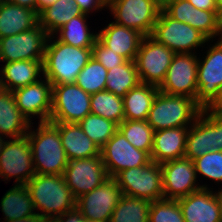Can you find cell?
Returning a JSON list of instances; mask_svg holds the SVG:
<instances>
[{
	"instance_id": "cell-28",
	"label": "cell",
	"mask_w": 222,
	"mask_h": 222,
	"mask_svg": "<svg viewBox=\"0 0 222 222\" xmlns=\"http://www.w3.org/2000/svg\"><path fill=\"white\" fill-rule=\"evenodd\" d=\"M88 14L82 13L64 24L53 35L61 42L80 48H92L98 38V33L91 31L88 25Z\"/></svg>"
},
{
	"instance_id": "cell-33",
	"label": "cell",
	"mask_w": 222,
	"mask_h": 222,
	"mask_svg": "<svg viewBox=\"0 0 222 222\" xmlns=\"http://www.w3.org/2000/svg\"><path fill=\"white\" fill-rule=\"evenodd\" d=\"M208 152L207 108H203L194 123L189 127L184 157L194 160Z\"/></svg>"
},
{
	"instance_id": "cell-31",
	"label": "cell",
	"mask_w": 222,
	"mask_h": 222,
	"mask_svg": "<svg viewBox=\"0 0 222 222\" xmlns=\"http://www.w3.org/2000/svg\"><path fill=\"white\" fill-rule=\"evenodd\" d=\"M151 202L122 194L109 222H149Z\"/></svg>"
},
{
	"instance_id": "cell-48",
	"label": "cell",
	"mask_w": 222,
	"mask_h": 222,
	"mask_svg": "<svg viewBox=\"0 0 222 222\" xmlns=\"http://www.w3.org/2000/svg\"><path fill=\"white\" fill-rule=\"evenodd\" d=\"M210 109L214 111L216 114L222 116V92L220 98L213 104V106Z\"/></svg>"
},
{
	"instance_id": "cell-11",
	"label": "cell",
	"mask_w": 222,
	"mask_h": 222,
	"mask_svg": "<svg viewBox=\"0 0 222 222\" xmlns=\"http://www.w3.org/2000/svg\"><path fill=\"white\" fill-rule=\"evenodd\" d=\"M175 53L151 36H145L135 58L140 83L160 87Z\"/></svg>"
},
{
	"instance_id": "cell-25",
	"label": "cell",
	"mask_w": 222,
	"mask_h": 222,
	"mask_svg": "<svg viewBox=\"0 0 222 222\" xmlns=\"http://www.w3.org/2000/svg\"><path fill=\"white\" fill-rule=\"evenodd\" d=\"M31 123L16 105L12 91L0 88V136L6 139L27 135Z\"/></svg>"
},
{
	"instance_id": "cell-40",
	"label": "cell",
	"mask_w": 222,
	"mask_h": 222,
	"mask_svg": "<svg viewBox=\"0 0 222 222\" xmlns=\"http://www.w3.org/2000/svg\"><path fill=\"white\" fill-rule=\"evenodd\" d=\"M207 141L210 151H222V116L207 108Z\"/></svg>"
},
{
	"instance_id": "cell-29",
	"label": "cell",
	"mask_w": 222,
	"mask_h": 222,
	"mask_svg": "<svg viewBox=\"0 0 222 222\" xmlns=\"http://www.w3.org/2000/svg\"><path fill=\"white\" fill-rule=\"evenodd\" d=\"M82 13L74 0H57L39 12V25L49 35H53L64 24Z\"/></svg>"
},
{
	"instance_id": "cell-47",
	"label": "cell",
	"mask_w": 222,
	"mask_h": 222,
	"mask_svg": "<svg viewBox=\"0 0 222 222\" xmlns=\"http://www.w3.org/2000/svg\"><path fill=\"white\" fill-rule=\"evenodd\" d=\"M4 222H48L44 217H41L37 213L33 214L32 216L23 218V219H16L11 221H4Z\"/></svg>"
},
{
	"instance_id": "cell-21",
	"label": "cell",
	"mask_w": 222,
	"mask_h": 222,
	"mask_svg": "<svg viewBox=\"0 0 222 222\" xmlns=\"http://www.w3.org/2000/svg\"><path fill=\"white\" fill-rule=\"evenodd\" d=\"M188 131L189 127H175L155 131L150 155L151 161L161 164L184 157Z\"/></svg>"
},
{
	"instance_id": "cell-7",
	"label": "cell",
	"mask_w": 222,
	"mask_h": 222,
	"mask_svg": "<svg viewBox=\"0 0 222 222\" xmlns=\"http://www.w3.org/2000/svg\"><path fill=\"white\" fill-rule=\"evenodd\" d=\"M114 179L124 195L150 202L164 198L162 170L159 163L151 161L146 166L125 169Z\"/></svg>"
},
{
	"instance_id": "cell-42",
	"label": "cell",
	"mask_w": 222,
	"mask_h": 222,
	"mask_svg": "<svg viewBox=\"0 0 222 222\" xmlns=\"http://www.w3.org/2000/svg\"><path fill=\"white\" fill-rule=\"evenodd\" d=\"M194 6L188 0H175L168 4L163 11L174 20L190 25Z\"/></svg>"
},
{
	"instance_id": "cell-26",
	"label": "cell",
	"mask_w": 222,
	"mask_h": 222,
	"mask_svg": "<svg viewBox=\"0 0 222 222\" xmlns=\"http://www.w3.org/2000/svg\"><path fill=\"white\" fill-rule=\"evenodd\" d=\"M159 87L139 83L123 97L124 120H147Z\"/></svg>"
},
{
	"instance_id": "cell-39",
	"label": "cell",
	"mask_w": 222,
	"mask_h": 222,
	"mask_svg": "<svg viewBox=\"0 0 222 222\" xmlns=\"http://www.w3.org/2000/svg\"><path fill=\"white\" fill-rule=\"evenodd\" d=\"M190 26L201 32L208 40L220 39L218 11L201 10L194 7Z\"/></svg>"
},
{
	"instance_id": "cell-12",
	"label": "cell",
	"mask_w": 222,
	"mask_h": 222,
	"mask_svg": "<svg viewBox=\"0 0 222 222\" xmlns=\"http://www.w3.org/2000/svg\"><path fill=\"white\" fill-rule=\"evenodd\" d=\"M48 37L38 23L30 30L0 38V62L44 60Z\"/></svg>"
},
{
	"instance_id": "cell-53",
	"label": "cell",
	"mask_w": 222,
	"mask_h": 222,
	"mask_svg": "<svg viewBox=\"0 0 222 222\" xmlns=\"http://www.w3.org/2000/svg\"><path fill=\"white\" fill-rule=\"evenodd\" d=\"M215 1H216L218 12L220 13L222 11V0H215Z\"/></svg>"
},
{
	"instance_id": "cell-37",
	"label": "cell",
	"mask_w": 222,
	"mask_h": 222,
	"mask_svg": "<svg viewBox=\"0 0 222 222\" xmlns=\"http://www.w3.org/2000/svg\"><path fill=\"white\" fill-rule=\"evenodd\" d=\"M197 178H204L222 184V151H210L193 160ZM200 175V176H198Z\"/></svg>"
},
{
	"instance_id": "cell-4",
	"label": "cell",
	"mask_w": 222,
	"mask_h": 222,
	"mask_svg": "<svg viewBox=\"0 0 222 222\" xmlns=\"http://www.w3.org/2000/svg\"><path fill=\"white\" fill-rule=\"evenodd\" d=\"M201 110L192 98L159 91L149 111L147 122L154 132L175 127H190Z\"/></svg>"
},
{
	"instance_id": "cell-18",
	"label": "cell",
	"mask_w": 222,
	"mask_h": 222,
	"mask_svg": "<svg viewBox=\"0 0 222 222\" xmlns=\"http://www.w3.org/2000/svg\"><path fill=\"white\" fill-rule=\"evenodd\" d=\"M13 92L17 107L30 123L49 122L52 108V84L43 76L37 82L15 89ZM40 119V120H39Z\"/></svg>"
},
{
	"instance_id": "cell-6",
	"label": "cell",
	"mask_w": 222,
	"mask_h": 222,
	"mask_svg": "<svg viewBox=\"0 0 222 222\" xmlns=\"http://www.w3.org/2000/svg\"><path fill=\"white\" fill-rule=\"evenodd\" d=\"M151 37L158 43L164 44L175 54L194 53L198 54L197 48L206 46L208 39L192 26L174 20L163 10H160L154 25Z\"/></svg>"
},
{
	"instance_id": "cell-35",
	"label": "cell",
	"mask_w": 222,
	"mask_h": 222,
	"mask_svg": "<svg viewBox=\"0 0 222 222\" xmlns=\"http://www.w3.org/2000/svg\"><path fill=\"white\" fill-rule=\"evenodd\" d=\"M78 125L100 149L118 131V124L92 113L79 121Z\"/></svg>"
},
{
	"instance_id": "cell-46",
	"label": "cell",
	"mask_w": 222,
	"mask_h": 222,
	"mask_svg": "<svg viewBox=\"0 0 222 222\" xmlns=\"http://www.w3.org/2000/svg\"><path fill=\"white\" fill-rule=\"evenodd\" d=\"M9 3L19 5L28 9H33L37 12V0H6Z\"/></svg>"
},
{
	"instance_id": "cell-19",
	"label": "cell",
	"mask_w": 222,
	"mask_h": 222,
	"mask_svg": "<svg viewBox=\"0 0 222 222\" xmlns=\"http://www.w3.org/2000/svg\"><path fill=\"white\" fill-rule=\"evenodd\" d=\"M177 200L185 222H221L219 203L213 188H202Z\"/></svg>"
},
{
	"instance_id": "cell-36",
	"label": "cell",
	"mask_w": 222,
	"mask_h": 222,
	"mask_svg": "<svg viewBox=\"0 0 222 222\" xmlns=\"http://www.w3.org/2000/svg\"><path fill=\"white\" fill-rule=\"evenodd\" d=\"M108 70L92 57L78 74L76 84L90 95L105 90Z\"/></svg>"
},
{
	"instance_id": "cell-34",
	"label": "cell",
	"mask_w": 222,
	"mask_h": 222,
	"mask_svg": "<svg viewBox=\"0 0 222 222\" xmlns=\"http://www.w3.org/2000/svg\"><path fill=\"white\" fill-rule=\"evenodd\" d=\"M118 130L135 148L151 155L154 130L147 120H124Z\"/></svg>"
},
{
	"instance_id": "cell-32",
	"label": "cell",
	"mask_w": 222,
	"mask_h": 222,
	"mask_svg": "<svg viewBox=\"0 0 222 222\" xmlns=\"http://www.w3.org/2000/svg\"><path fill=\"white\" fill-rule=\"evenodd\" d=\"M91 113L112 120L116 124L124 121L123 98L107 90L91 95Z\"/></svg>"
},
{
	"instance_id": "cell-23",
	"label": "cell",
	"mask_w": 222,
	"mask_h": 222,
	"mask_svg": "<svg viewBox=\"0 0 222 222\" xmlns=\"http://www.w3.org/2000/svg\"><path fill=\"white\" fill-rule=\"evenodd\" d=\"M59 131L62 146L70 160L100 155V148L84 133L78 123H52Z\"/></svg>"
},
{
	"instance_id": "cell-5",
	"label": "cell",
	"mask_w": 222,
	"mask_h": 222,
	"mask_svg": "<svg viewBox=\"0 0 222 222\" xmlns=\"http://www.w3.org/2000/svg\"><path fill=\"white\" fill-rule=\"evenodd\" d=\"M206 44V55L200 57L198 53L196 103L202 109L211 108L222 92V39L208 40Z\"/></svg>"
},
{
	"instance_id": "cell-44",
	"label": "cell",
	"mask_w": 222,
	"mask_h": 222,
	"mask_svg": "<svg viewBox=\"0 0 222 222\" xmlns=\"http://www.w3.org/2000/svg\"><path fill=\"white\" fill-rule=\"evenodd\" d=\"M85 218L81 215V213L74 209L72 211L64 213L62 216H59L53 219L51 222H84Z\"/></svg>"
},
{
	"instance_id": "cell-10",
	"label": "cell",
	"mask_w": 222,
	"mask_h": 222,
	"mask_svg": "<svg viewBox=\"0 0 222 222\" xmlns=\"http://www.w3.org/2000/svg\"><path fill=\"white\" fill-rule=\"evenodd\" d=\"M107 9L114 22L151 36L160 8L152 0H108Z\"/></svg>"
},
{
	"instance_id": "cell-43",
	"label": "cell",
	"mask_w": 222,
	"mask_h": 222,
	"mask_svg": "<svg viewBox=\"0 0 222 222\" xmlns=\"http://www.w3.org/2000/svg\"><path fill=\"white\" fill-rule=\"evenodd\" d=\"M80 10L88 15L107 9L108 0H74Z\"/></svg>"
},
{
	"instance_id": "cell-2",
	"label": "cell",
	"mask_w": 222,
	"mask_h": 222,
	"mask_svg": "<svg viewBox=\"0 0 222 222\" xmlns=\"http://www.w3.org/2000/svg\"><path fill=\"white\" fill-rule=\"evenodd\" d=\"M92 58V48H80L49 35L43 60V76L53 85L74 84Z\"/></svg>"
},
{
	"instance_id": "cell-8",
	"label": "cell",
	"mask_w": 222,
	"mask_h": 222,
	"mask_svg": "<svg viewBox=\"0 0 222 222\" xmlns=\"http://www.w3.org/2000/svg\"><path fill=\"white\" fill-rule=\"evenodd\" d=\"M91 95L76 83L52 86L50 123H78L91 113Z\"/></svg>"
},
{
	"instance_id": "cell-27",
	"label": "cell",
	"mask_w": 222,
	"mask_h": 222,
	"mask_svg": "<svg viewBox=\"0 0 222 222\" xmlns=\"http://www.w3.org/2000/svg\"><path fill=\"white\" fill-rule=\"evenodd\" d=\"M0 209L3 221L23 219L35 214L34 204L26 184H14L2 196Z\"/></svg>"
},
{
	"instance_id": "cell-54",
	"label": "cell",
	"mask_w": 222,
	"mask_h": 222,
	"mask_svg": "<svg viewBox=\"0 0 222 222\" xmlns=\"http://www.w3.org/2000/svg\"><path fill=\"white\" fill-rule=\"evenodd\" d=\"M5 139H6L5 137L0 136V153H1V151L3 149V146H4L5 142H6Z\"/></svg>"
},
{
	"instance_id": "cell-41",
	"label": "cell",
	"mask_w": 222,
	"mask_h": 222,
	"mask_svg": "<svg viewBox=\"0 0 222 222\" xmlns=\"http://www.w3.org/2000/svg\"><path fill=\"white\" fill-rule=\"evenodd\" d=\"M92 57L100 62L107 70L122 65L126 59L106 47L98 38L92 47Z\"/></svg>"
},
{
	"instance_id": "cell-3",
	"label": "cell",
	"mask_w": 222,
	"mask_h": 222,
	"mask_svg": "<svg viewBox=\"0 0 222 222\" xmlns=\"http://www.w3.org/2000/svg\"><path fill=\"white\" fill-rule=\"evenodd\" d=\"M34 123L27 136L32 150L36 174L63 175L69 162L58 129L50 122Z\"/></svg>"
},
{
	"instance_id": "cell-20",
	"label": "cell",
	"mask_w": 222,
	"mask_h": 222,
	"mask_svg": "<svg viewBox=\"0 0 222 222\" xmlns=\"http://www.w3.org/2000/svg\"><path fill=\"white\" fill-rule=\"evenodd\" d=\"M98 39L108 48L124 57L127 61H134L144 36L136 30L110 21L98 32Z\"/></svg>"
},
{
	"instance_id": "cell-15",
	"label": "cell",
	"mask_w": 222,
	"mask_h": 222,
	"mask_svg": "<svg viewBox=\"0 0 222 222\" xmlns=\"http://www.w3.org/2000/svg\"><path fill=\"white\" fill-rule=\"evenodd\" d=\"M198 54H175L159 91L171 95H183L196 102Z\"/></svg>"
},
{
	"instance_id": "cell-22",
	"label": "cell",
	"mask_w": 222,
	"mask_h": 222,
	"mask_svg": "<svg viewBox=\"0 0 222 222\" xmlns=\"http://www.w3.org/2000/svg\"><path fill=\"white\" fill-rule=\"evenodd\" d=\"M2 65L0 88L4 90L14 91L43 77V60H20Z\"/></svg>"
},
{
	"instance_id": "cell-14",
	"label": "cell",
	"mask_w": 222,
	"mask_h": 222,
	"mask_svg": "<svg viewBox=\"0 0 222 222\" xmlns=\"http://www.w3.org/2000/svg\"><path fill=\"white\" fill-rule=\"evenodd\" d=\"M102 161L110 178L133 167L146 166L150 155L135 148L118 130L100 149Z\"/></svg>"
},
{
	"instance_id": "cell-24",
	"label": "cell",
	"mask_w": 222,
	"mask_h": 222,
	"mask_svg": "<svg viewBox=\"0 0 222 222\" xmlns=\"http://www.w3.org/2000/svg\"><path fill=\"white\" fill-rule=\"evenodd\" d=\"M39 23L38 13L9 3L6 0L0 2V38L30 30Z\"/></svg>"
},
{
	"instance_id": "cell-50",
	"label": "cell",
	"mask_w": 222,
	"mask_h": 222,
	"mask_svg": "<svg viewBox=\"0 0 222 222\" xmlns=\"http://www.w3.org/2000/svg\"><path fill=\"white\" fill-rule=\"evenodd\" d=\"M218 189L219 190L216 189V191L214 190V193L219 203L220 216H221V222H222V187Z\"/></svg>"
},
{
	"instance_id": "cell-1",
	"label": "cell",
	"mask_w": 222,
	"mask_h": 222,
	"mask_svg": "<svg viewBox=\"0 0 222 222\" xmlns=\"http://www.w3.org/2000/svg\"><path fill=\"white\" fill-rule=\"evenodd\" d=\"M34 209L48 222L76 209V198L63 175L35 174L27 183ZM40 210V213H39Z\"/></svg>"
},
{
	"instance_id": "cell-9",
	"label": "cell",
	"mask_w": 222,
	"mask_h": 222,
	"mask_svg": "<svg viewBox=\"0 0 222 222\" xmlns=\"http://www.w3.org/2000/svg\"><path fill=\"white\" fill-rule=\"evenodd\" d=\"M35 174L28 136L7 139L0 153L1 180L8 183L14 178V184H26Z\"/></svg>"
},
{
	"instance_id": "cell-52",
	"label": "cell",
	"mask_w": 222,
	"mask_h": 222,
	"mask_svg": "<svg viewBox=\"0 0 222 222\" xmlns=\"http://www.w3.org/2000/svg\"><path fill=\"white\" fill-rule=\"evenodd\" d=\"M219 30H220V39H222V11L219 13Z\"/></svg>"
},
{
	"instance_id": "cell-45",
	"label": "cell",
	"mask_w": 222,
	"mask_h": 222,
	"mask_svg": "<svg viewBox=\"0 0 222 222\" xmlns=\"http://www.w3.org/2000/svg\"><path fill=\"white\" fill-rule=\"evenodd\" d=\"M195 8L208 11H218L215 0H188Z\"/></svg>"
},
{
	"instance_id": "cell-51",
	"label": "cell",
	"mask_w": 222,
	"mask_h": 222,
	"mask_svg": "<svg viewBox=\"0 0 222 222\" xmlns=\"http://www.w3.org/2000/svg\"><path fill=\"white\" fill-rule=\"evenodd\" d=\"M161 10H163L168 4L175 0H152Z\"/></svg>"
},
{
	"instance_id": "cell-55",
	"label": "cell",
	"mask_w": 222,
	"mask_h": 222,
	"mask_svg": "<svg viewBox=\"0 0 222 222\" xmlns=\"http://www.w3.org/2000/svg\"><path fill=\"white\" fill-rule=\"evenodd\" d=\"M84 222H100V221H95V220L85 219Z\"/></svg>"
},
{
	"instance_id": "cell-17",
	"label": "cell",
	"mask_w": 222,
	"mask_h": 222,
	"mask_svg": "<svg viewBox=\"0 0 222 222\" xmlns=\"http://www.w3.org/2000/svg\"><path fill=\"white\" fill-rule=\"evenodd\" d=\"M122 192L114 178H109L76 200V209L85 219L109 222Z\"/></svg>"
},
{
	"instance_id": "cell-49",
	"label": "cell",
	"mask_w": 222,
	"mask_h": 222,
	"mask_svg": "<svg viewBox=\"0 0 222 222\" xmlns=\"http://www.w3.org/2000/svg\"><path fill=\"white\" fill-rule=\"evenodd\" d=\"M57 0H37V13L44 9L46 6L53 4Z\"/></svg>"
},
{
	"instance_id": "cell-30",
	"label": "cell",
	"mask_w": 222,
	"mask_h": 222,
	"mask_svg": "<svg viewBox=\"0 0 222 222\" xmlns=\"http://www.w3.org/2000/svg\"><path fill=\"white\" fill-rule=\"evenodd\" d=\"M107 72L105 90L122 98L129 90L140 83L135 61L126 60L122 65L116 66Z\"/></svg>"
},
{
	"instance_id": "cell-13",
	"label": "cell",
	"mask_w": 222,
	"mask_h": 222,
	"mask_svg": "<svg viewBox=\"0 0 222 222\" xmlns=\"http://www.w3.org/2000/svg\"><path fill=\"white\" fill-rule=\"evenodd\" d=\"M163 197L177 200L200 189H211L200 184L193 160L182 157L161 163Z\"/></svg>"
},
{
	"instance_id": "cell-16",
	"label": "cell",
	"mask_w": 222,
	"mask_h": 222,
	"mask_svg": "<svg viewBox=\"0 0 222 222\" xmlns=\"http://www.w3.org/2000/svg\"><path fill=\"white\" fill-rule=\"evenodd\" d=\"M63 177L76 199L91 192L110 178L101 154L90 158L70 160Z\"/></svg>"
},
{
	"instance_id": "cell-38",
	"label": "cell",
	"mask_w": 222,
	"mask_h": 222,
	"mask_svg": "<svg viewBox=\"0 0 222 222\" xmlns=\"http://www.w3.org/2000/svg\"><path fill=\"white\" fill-rule=\"evenodd\" d=\"M149 222H185L178 200L162 198L151 202Z\"/></svg>"
}]
</instances>
